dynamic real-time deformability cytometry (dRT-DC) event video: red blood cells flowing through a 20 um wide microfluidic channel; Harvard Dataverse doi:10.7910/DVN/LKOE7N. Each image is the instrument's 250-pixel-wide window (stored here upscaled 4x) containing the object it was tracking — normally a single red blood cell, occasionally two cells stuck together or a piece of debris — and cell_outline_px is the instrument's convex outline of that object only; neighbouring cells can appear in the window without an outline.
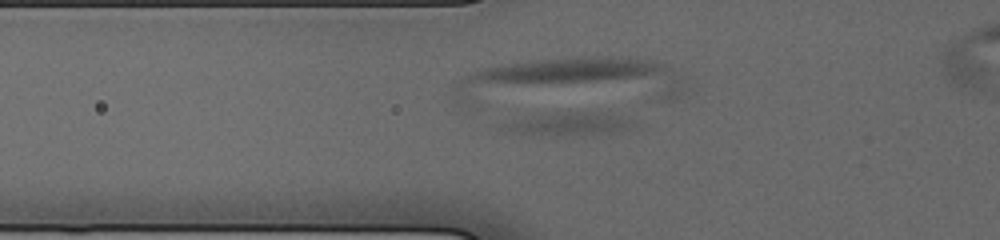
{"species": "human", "species_latin": "Homo sapiens", "temperature_condition": "cold", "stored_images_in_passage": 31, "camera_frame_rate_fps": 3000, "um_per_image_px": 0.085, "donor": {"sex": "male"}, "frame": {"image": 1, "passage_image": 4, "time_ms": 1.0, "image_size_px": [1000, 240], "cell_outline_px": [[632, 124], [628, 128], [592, 136], [520, 136], [492, 128], [492, 124], [540, 112], [596, 112], [628, 120]], "centroid_in_image_um": [47.84, 10.58], "position_along_channel_um": 78.0, "area_um2": 18.84}}